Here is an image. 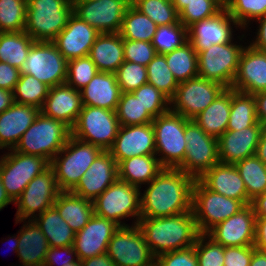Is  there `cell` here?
I'll return each instance as SVG.
<instances>
[{
    "mask_svg": "<svg viewBox=\"0 0 266 266\" xmlns=\"http://www.w3.org/2000/svg\"><path fill=\"white\" fill-rule=\"evenodd\" d=\"M102 151L96 145L71 135L66 145L50 161L59 189L71 191Z\"/></svg>",
    "mask_w": 266,
    "mask_h": 266,
    "instance_id": "5",
    "label": "cell"
},
{
    "mask_svg": "<svg viewBox=\"0 0 266 266\" xmlns=\"http://www.w3.org/2000/svg\"><path fill=\"white\" fill-rule=\"evenodd\" d=\"M67 68L68 61L52 42H35L19 71L52 88L66 82Z\"/></svg>",
    "mask_w": 266,
    "mask_h": 266,
    "instance_id": "12",
    "label": "cell"
},
{
    "mask_svg": "<svg viewBox=\"0 0 266 266\" xmlns=\"http://www.w3.org/2000/svg\"><path fill=\"white\" fill-rule=\"evenodd\" d=\"M117 165L134 156L156 155L152 123L120 126L112 147L108 150Z\"/></svg>",
    "mask_w": 266,
    "mask_h": 266,
    "instance_id": "20",
    "label": "cell"
},
{
    "mask_svg": "<svg viewBox=\"0 0 266 266\" xmlns=\"http://www.w3.org/2000/svg\"><path fill=\"white\" fill-rule=\"evenodd\" d=\"M186 154L178 167L186 174L199 179L207 170L219 163L218 138L208 135L193 119L185 124Z\"/></svg>",
    "mask_w": 266,
    "mask_h": 266,
    "instance_id": "13",
    "label": "cell"
},
{
    "mask_svg": "<svg viewBox=\"0 0 266 266\" xmlns=\"http://www.w3.org/2000/svg\"><path fill=\"white\" fill-rule=\"evenodd\" d=\"M164 56L178 83L198 77V56L189 41Z\"/></svg>",
    "mask_w": 266,
    "mask_h": 266,
    "instance_id": "38",
    "label": "cell"
},
{
    "mask_svg": "<svg viewBox=\"0 0 266 266\" xmlns=\"http://www.w3.org/2000/svg\"><path fill=\"white\" fill-rule=\"evenodd\" d=\"M97 72L99 71L89 56L69 60L65 83L80 91L92 80Z\"/></svg>",
    "mask_w": 266,
    "mask_h": 266,
    "instance_id": "49",
    "label": "cell"
},
{
    "mask_svg": "<svg viewBox=\"0 0 266 266\" xmlns=\"http://www.w3.org/2000/svg\"><path fill=\"white\" fill-rule=\"evenodd\" d=\"M8 243H10L12 250H15V253H18V234L16 236L10 237V241L7 240Z\"/></svg>",
    "mask_w": 266,
    "mask_h": 266,
    "instance_id": "68",
    "label": "cell"
},
{
    "mask_svg": "<svg viewBox=\"0 0 266 266\" xmlns=\"http://www.w3.org/2000/svg\"><path fill=\"white\" fill-rule=\"evenodd\" d=\"M254 245L224 247V266H249Z\"/></svg>",
    "mask_w": 266,
    "mask_h": 266,
    "instance_id": "55",
    "label": "cell"
},
{
    "mask_svg": "<svg viewBox=\"0 0 266 266\" xmlns=\"http://www.w3.org/2000/svg\"><path fill=\"white\" fill-rule=\"evenodd\" d=\"M266 165V126H263L255 154Z\"/></svg>",
    "mask_w": 266,
    "mask_h": 266,
    "instance_id": "64",
    "label": "cell"
},
{
    "mask_svg": "<svg viewBox=\"0 0 266 266\" xmlns=\"http://www.w3.org/2000/svg\"><path fill=\"white\" fill-rule=\"evenodd\" d=\"M53 206L76 233L81 231L94 215L93 201L71 191H61Z\"/></svg>",
    "mask_w": 266,
    "mask_h": 266,
    "instance_id": "32",
    "label": "cell"
},
{
    "mask_svg": "<svg viewBox=\"0 0 266 266\" xmlns=\"http://www.w3.org/2000/svg\"><path fill=\"white\" fill-rule=\"evenodd\" d=\"M231 25L236 29L240 27L224 7L218 14L190 25L187 28L188 41L197 53L214 44L230 43L233 41Z\"/></svg>",
    "mask_w": 266,
    "mask_h": 266,
    "instance_id": "18",
    "label": "cell"
},
{
    "mask_svg": "<svg viewBox=\"0 0 266 266\" xmlns=\"http://www.w3.org/2000/svg\"><path fill=\"white\" fill-rule=\"evenodd\" d=\"M256 215L246 205L238 213L213 227L207 235L223 247L254 245Z\"/></svg>",
    "mask_w": 266,
    "mask_h": 266,
    "instance_id": "19",
    "label": "cell"
},
{
    "mask_svg": "<svg viewBox=\"0 0 266 266\" xmlns=\"http://www.w3.org/2000/svg\"><path fill=\"white\" fill-rule=\"evenodd\" d=\"M100 34L96 28H93L73 12L66 27L55 37L52 43L69 61L88 56L92 45Z\"/></svg>",
    "mask_w": 266,
    "mask_h": 266,
    "instance_id": "21",
    "label": "cell"
},
{
    "mask_svg": "<svg viewBox=\"0 0 266 266\" xmlns=\"http://www.w3.org/2000/svg\"><path fill=\"white\" fill-rule=\"evenodd\" d=\"M250 205L252 206L256 217H266V191L255 197Z\"/></svg>",
    "mask_w": 266,
    "mask_h": 266,
    "instance_id": "62",
    "label": "cell"
},
{
    "mask_svg": "<svg viewBox=\"0 0 266 266\" xmlns=\"http://www.w3.org/2000/svg\"><path fill=\"white\" fill-rule=\"evenodd\" d=\"M194 247L198 266H224V247L207 234H200Z\"/></svg>",
    "mask_w": 266,
    "mask_h": 266,
    "instance_id": "52",
    "label": "cell"
},
{
    "mask_svg": "<svg viewBox=\"0 0 266 266\" xmlns=\"http://www.w3.org/2000/svg\"><path fill=\"white\" fill-rule=\"evenodd\" d=\"M232 89L253 95L266 91V51L244 47Z\"/></svg>",
    "mask_w": 266,
    "mask_h": 266,
    "instance_id": "24",
    "label": "cell"
},
{
    "mask_svg": "<svg viewBox=\"0 0 266 266\" xmlns=\"http://www.w3.org/2000/svg\"><path fill=\"white\" fill-rule=\"evenodd\" d=\"M82 108L81 92L64 83L50 88L40 112L72 129Z\"/></svg>",
    "mask_w": 266,
    "mask_h": 266,
    "instance_id": "26",
    "label": "cell"
},
{
    "mask_svg": "<svg viewBox=\"0 0 266 266\" xmlns=\"http://www.w3.org/2000/svg\"><path fill=\"white\" fill-rule=\"evenodd\" d=\"M119 225L93 215L87 225L75 235L73 247L80 261L107 252L108 243Z\"/></svg>",
    "mask_w": 266,
    "mask_h": 266,
    "instance_id": "23",
    "label": "cell"
},
{
    "mask_svg": "<svg viewBox=\"0 0 266 266\" xmlns=\"http://www.w3.org/2000/svg\"><path fill=\"white\" fill-rule=\"evenodd\" d=\"M156 30L157 25L130 4L124 14L119 34L123 39L151 42Z\"/></svg>",
    "mask_w": 266,
    "mask_h": 266,
    "instance_id": "39",
    "label": "cell"
},
{
    "mask_svg": "<svg viewBox=\"0 0 266 266\" xmlns=\"http://www.w3.org/2000/svg\"><path fill=\"white\" fill-rule=\"evenodd\" d=\"M116 115L120 126L148 124L154 120L132 92L121 93Z\"/></svg>",
    "mask_w": 266,
    "mask_h": 266,
    "instance_id": "44",
    "label": "cell"
},
{
    "mask_svg": "<svg viewBox=\"0 0 266 266\" xmlns=\"http://www.w3.org/2000/svg\"><path fill=\"white\" fill-rule=\"evenodd\" d=\"M63 252L65 254H63ZM64 255H67L68 257H63ZM76 261H78V256L73 245L65 247H49L43 266H53L57 264L59 266H65Z\"/></svg>",
    "mask_w": 266,
    "mask_h": 266,
    "instance_id": "56",
    "label": "cell"
},
{
    "mask_svg": "<svg viewBox=\"0 0 266 266\" xmlns=\"http://www.w3.org/2000/svg\"><path fill=\"white\" fill-rule=\"evenodd\" d=\"M132 93L138 97L143 108H145L153 118H157L159 115L170 110V100L149 83L140 86Z\"/></svg>",
    "mask_w": 266,
    "mask_h": 266,
    "instance_id": "51",
    "label": "cell"
},
{
    "mask_svg": "<svg viewBox=\"0 0 266 266\" xmlns=\"http://www.w3.org/2000/svg\"><path fill=\"white\" fill-rule=\"evenodd\" d=\"M106 253L116 266H146L155 260L137 224L119 227L108 243Z\"/></svg>",
    "mask_w": 266,
    "mask_h": 266,
    "instance_id": "16",
    "label": "cell"
},
{
    "mask_svg": "<svg viewBox=\"0 0 266 266\" xmlns=\"http://www.w3.org/2000/svg\"><path fill=\"white\" fill-rule=\"evenodd\" d=\"M35 41L25 32H0V62H6L17 69L27 59Z\"/></svg>",
    "mask_w": 266,
    "mask_h": 266,
    "instance_id": "36",
    "label": "cell"
},
{
    "mask_svg": "<svg viewBox=\"0 0 266 266\" xmlns=\"http://www.w3.org/2000/svg\"><path fill=\"white\" fill-rule=\"evenodd\" d=\"M225 89L222 84L201 77L180 82L174 97L170 100V110L185 118L193 119Z\"/></svg>",
    "mask_w": 266,
    "mask_h": 266,
    "instance_id": "15",
    "label": "cell"
},
{
    "mask_svg": "<svg viewBox=\"0 0 266 266\" xmlns=\"http://www.w3.org/2000/svg\"><path fill=\"white\" fill-rule=\"evenodd\" d=\"M123 48L125 61L145 67L157 54L152 43L147 41L123 39Z\"/></svg>",
    "mask_w": 266,
    "mask_h": 266,
    "instance_id": "53",
    "label": "cell"
},
{
    "mask_svg": "<svg viewBox=\"0 0 266 266\" xmlns=\"http://www.w3.org/2000/svg\"><path fill=\"white\" fill-rule=\"evenodd\" d=\"M18 253L22 266H43L48 240L34 220H28L18 233Z\"/></svg>",
    "mask_w": 266,
    "mask_h": 266,
    "instance_id": "30",
    "label": "cell"
},
{
    "mask_svg": "<svg viewBox=\"0 0 266 266\" xmlns=\"http://www.w3.org/2000/svg\"><path fill=\"white\" fill-rule=\"evenodd\" d=\"M243 49V45H236L232 41L214 44L198 52V77L218 82L226 88H232Z\"/></svg>",
    "mask_w": 266,
    "mask_h": 266,
    "instance_id": "11",
    "label": "cell"
},
{
    "mask_svg": "<svg viewBox=\"0 0 266 266\" xmlns=\"http://www.w3.org/2000/svg\"><path fill=\"white\" fill-rule=\"evenodd\" d=\"M193 0H172L178 14Z\"/></svg>",
    "mask_w": 266,
    "mask_h": 266,
    "instance_id": "67",
    "label": "cell"
},
{
    "mask_svg": "<svg viewBox=\"0 0 266 266\" xmlns=\"http://www.w3.org/2000/svg\"><path fill=\"white\" fill-rule=\"evenodd\" d=\"M10 203H14V201L6 193L5 188L2 185V181L0 178V211Z\"/></svg>",
    "mask_w": 266,
    "mask_h": 266,
    "instance_id": "66",
    "label": "cell"
},
{
    "mask_svg": "<svg viewBox=\"0 0 266 266\" xmlns=\"http://www.w3.org/2000/svg\"><path fill=\"white\" fill-rule=\"evenodd\" d=\"M244 207L241 201L209 190L199 179L195 180L192 190V212L200 234H207L218 223Z\"/></svg>",
    "mask_w": 266,
    "mask_h": 266,
    "instance_id": "8",
    "label": "cell"
},
{
    "mask_svg": "<svg viewBox=\"0 0 266 266\" xmlns=\"http://www.w3.org/2000/svg\"><path fill=\"white\" fill-rule=\"evenodd\" d=\"M118 179V165L109 151H102L71 190L74 194L95 200Z\"/></svg>",
    "mask_w": 266,
    "mask_h": 266,
    "instance_id": "22",
    "label": "cell"
},
{
    "mask_svg": "<svg viewBox=\"0 0 266 266\" xmlns=\"http://www.w3.org/2000/svg\"><path fill=\"white\" fill-rule=\"evenodd\" d=\"M81 264L82 266H116L107 253L84 259Z\"/></svg>",
    "mask_w": 266,
    "mask_h": 266,
    "instance_id": "61",
    "label": "cell"
},
{
    "mask_svg": "<svg viewBox=\"0 0 266 266\" xmlns=\"http://www.w3.org/2000/svg\"><path fill=\"white\" fill-rule=\"evenodd\" d=\"M262 128L263 125L258 122L239 131L227 130L218 138L219 162L235 164L255 155Z\"/></svg>",
    "mask_w": 266,
    "mask_h": 266,
    "instance_id": "25",
    "label": "cell"
},
{
    "mask_svg": "<svg viewBox=\"0 0 266 266\" xmlns=\"http://www.w3.org/2000/svg\"><path fill=\"white\" fill-rule=\"evenodd\" d=\"M71 129L62 121L47 117L41 112L21 136L14 150L46 158L49 162L66 145Z\"/></svg>",
    "mask_w": 266,
    "mask_h": 266,
    "instance_id": "3",
    "label": "cell"
},
{
    "mask_svg": "<svg viewBox=\"0 0 266 266\" xmlns=\"http://www.w3.org/2000/svg\"><path fill=\"white\" fill-rule=\"evenodd\" d=\"M231 110V88H226L202 112L193 118L195 123L208 135L219 138L227 131Z\"/></svg>",
    "mask_w": 266,
    "mask_h": 266,
    "instance_id": "33",
    "label": "cell"
},
{
    "mask_svg": "<svg viewBox=\"0 0 266 266\" xmlns=\"http://www.w3.org/2000/svg\"><path fill=\"white\" fill-rule=\"evenodd\" d=\"M120 128L116 111L100 107L83 106L71 129V135L108 151Z\"/></svg>",
    "mask_w": 266,
    "mask_h": 266,
    "instance_id": "9",
    "label": "cell"
},
{
    "mask_svg": "<svg viewBox=\"0 0 266 266\" xmlns=\"http://www.w3.org/2000/svg\"><path fill=\"white\" fill-rule=\"evenodd\" d=\"M14 103L13 91L0 88V114Z\"/></svg>",
    "mask_w": 266,
    "mask_h": 266,
    "instance_id": "63",
    "label": "cell"
},
{
    "mask_svg": "<svg viewBox=\"0 0 266 266\" xmlns=\"http://www.w3.org/2000/svg\"><path fill=\"white\" fill-rule=\"evenodd\" d=\"M188 120L169 110L152 121L156 156L159 154L158 160L163 168H178L183 163L187 147L185 124Z\"/></svg>",
    "mask_w": 266,
    "mask_h": 266,
    "instance_id": "6",
    "label": "cell"
},
{
    "mask_svg": "<svg viewBox=\"0 0 266 266\" xmlns=\"http://www.w3.org/2000/svg\"><path fill=\"white\" fill-rule=\"evenodd\" d=\"M27 0H0V32L25 29Z\"/></svg>",
    "mask_w": 266,
    "mask_h": 266,
    "instance_id": "46",
    "label": "cell"
},
{
    "mask_svg": "<svg viewBox=\"0 0 266 266\" xmlns=\"http://www.w3.org/2000/svg\"><path fill=\"white\" fill-rule=\"evenodd\" d=\"M0 158V178L9 197L15 201L27 184L50 167V162L40 156L26 155L8 150Z\"/></svg>",
    "mask_w": 266,
    "mask_h": 266,
    "instance_id": "10",
    "label": "cell"
},
{
    "mask_svg": "<svg viewBox=\"0 0 266 266\" xmlns=\"http://www.w3.org/2000/svg\"><path fill=\"white\" fill-rule=\"evenodd\" d=\"M255 100L256 117L259 123L266 126V91L253 95Z\"/></svg>",
    "mask_w": 266,
    "mask_h": 266,
    "instance_id": "60",
    "label": "cell"
},
{
    "mask_svg": "<svg viewBox=\"0 0 266 266\" xmlns=\"http://www.w3.org/2000/svg\"><path fill=\"white\" fill-rule=\"evenodd\" d=\"M254 247L266 252V217H256Z\"/></svg>",
    "mask_w": 266,
    "mask_h": 266,
    "instance_id": "58",
    "label": "cell"
},
{
    "mask_svg": "<svg viewBox=\"0 0 266 266\" xmlns=\"http://www.w3.org/2000/svg\"><path fill=\"white\" fill-rule=\"evenodd\" d=\"M60 192L51 167L34 177L14 201V204L18 206L15 215L16 224L26 219L30 220V217L33 220L37 215L52 207Z\"/></svg>",
    "mask_w": 266,
    "mask_h": 266,
    "instance_id": "14",
    "label": "cell"
},
{
    "mask_svg": "<svg viewBox=\"0 0 266 266\" xmlns=\"http://www.w3.org/2000/svg\"><path fill=\"white\" fill-rule=\"evenodd\" d=\"M140 195L139 187L117 179L93 200L94 214L111 220L120 227L129 226L120 220L133 217L136 219L133 225H136L141 218Z\"/></svg>",
    "mask_w": 266,
    "mask_h": 266,
    "instance_id": "7",
    "label": "cell"
},
{
    "mask_svg": "<svg viewBox=\"0 0 266 266\" xmlns=\"http://www.w3.org/2000/svg\"><path fill=\"white\" fill-rule=\"evenodd\" d=\"M163 169L156 155L134 156L118 164V179L141 189Z\"/></svg>",
    "mask_w": 266,
    "mask_h": 266,
    "instance_id": "34",
    "label": "cell"
},
{
    "mask_svg": "<svg viewBox=\"0 0 266 266\" xmlns=\"http://www.w3.org/2000/svg\"><path fill=\"white\" fill-rule=\"evenodd\" d=\"M65 266H82V264H81V261L78 259V261L72 262V263L65 265Z\"/></svg>",
    "mask_w": 266,
    "mask_h": 266,
    "instance_id": "69",
    "label": "cell"
},
{
    "mask_svg": "<svg viewBox=\"0 0 266 266\" xmlns=\"http://www.w3.org/2000/svg\"><path fill=\"white\" fill-rule=\"evenodd\" d=\"M19 77V69L6 62H0V88L13 91Z\"/></svg>",
    "mask_w": 266,
    "mask_h": 266,
    "instance_id": "57",
    "label": "cell"
},
{
    "mask_svg": "<svg viewBox=\"0 0 266 266\" xmlns=\"http://www.w3.org/2000/svg\"><path fill=\"white\" fill-rule=\"evenodd\" d=\"M148 83L156 87L169 100H171L179 85L168 67L164 55L156 56L146 66Z\"/></svg>",
    "mask_w": 266,
    "mask_h": 266,
    "instance_id": "42",
    "label": "cell"
},
{
    "mask_svg": "<svg viewBox=\"0 0 266 266\" xmlns=\"http://www.w3.org/2000/svg\"><path fill=\"white\" fill-rule=\"evenodd\" d=\"M131 4L148 16L157 26L179 22V14L172 0H132Z\"/></svg>",
    "mask_w": 266,
    "mask_h": 266,
    "instance_id": "43",
    "label": "cell"
},
{
    "mask_svg": "<svg viewBox=\"0 0 266 266\" xmlns=\"http://www.w3.org/2000/svg\"><path fill=\"white\" fill-rule=\"evenodd\" d=\"M39 113L40 109L37 107L16 102L3 111L0 114L1 149H14Z\"/></svg>",
    "mask_w": 266,
    "mask_h": 266,
    "instance_id": "28",
    "label": "cell"
},
{
    "mask_svg": "<svg viewBox=\"0 0 266 266\" xmlns=\"http://www.w3.org/2000/svg\"><path fill=\"white\" fill-rule=\"evenodd\" d=\"M224 3L225 9L242 29L266 14V0H224Z\"/></svg>",
    "mask_w": 266,
    "mask_h": 266,
    "instance_id": "47",
    "label": "cell"
},
{
    "mask_svg": "<svg viewBox=\"0 0 266 266\" xmlns=\"http://www.w3.org/2000/svg\"><path fill=\"white\" fill-rule=\"evenodd\" d=\"M137 225L155 257L193 246L200 235L192 211L167 217H141Z\"/></svg>",
    "mask_w": 266,
    "mask_h": 266,
    "instance_id": "2",
    "label": "cell"
},
{
    "mask_svg": "<svg viewBox=\"0 0 266 266\" xmlns=\"http://www.w3.org/2000/svg\"><path fill=\"white\" fill-rule=\"evenodd\" d=\"M73 12L100 33H119L132 0H72Z\"/></svg>",
    "mask_w": 266,
    "mask_h": 266,
    "instance_id": "17",
    "label": "cell"
},
{
    "mask_svg": "<svg viewBox=\"0 0 266 266\" xmlns=\"http://www.w3.org/2000/svg\"><path fill=\"white\" fill-rule=\"evenodd\" d=\"M245 184L247 197L252 201L266 191V165L256 156L234 164Z\"/></svg>",
    "mask_w": 266,
    "mask_h": 266,
    "instance_id": "40",
    "label": "cell"
},
{
    "mask_svg": "<svg viewBox=\"0 0 266 266\" xmlns=\"http://www.w3.org/2000/svg\"><path fill=\"white\" fill-rule=\"evenodd\" d=\"M199 180L209 189L229 198L241 201L245 206L251 203L245 184L234 164H215Z\"/></svg>",
    "mask_w": 266,
    "mask_h": 266,
    "instance_id": "27",
    "label": "cell"
},
{
    "mask_svg": "<svg viewBox=\"0 0 266 266\" xmlns=\"http://www.w3.org/2000/svg\"><path fill=\"white\" fill-rule=\"evenodd\" d=\"M83 106L100 107L116 111L121 97L116 74L99 71L92 80L80 90Z\"/></svg>",
    "mask_w": 266,
    "mask_h": 266,
    "instance_id": "29",
    "label": "cell"
},
{
    "mask_svg": "<svg viewBox=\"0 0 266 266\" xmlns=\"http://www.w3.org/2000/svg\"><path fill=\"white\" fill-rule=\"evenodd\" d=\"M195 180L179 168H163L140 195L141 217H167L192 211Z\"/></svg>",
    "mask_w": 266,
    "mask_h": 266,
    "instance_id": "1",
    "label": "cell"
},
{
    "mask_svg": "<svg viewBox=\"0 0 266 266\" xmlns=\"http://www.w3.org/2000/svg\"><path fill=\"white\" fill-rule=\"evenodd\" d=\"M122 93H130L148 83L145 66L124 61L115 72Z\"/></svg>",
    "mask_w": 266,
    "mask_h": 266,
    "instance_id": "50",
    "label": "cell"
},
{
    "mask_svg": "<svg viewBox=\"0 0 266 266\" xmlns=\"http://www.w3.org/2000/svg\"><path fill=\"white\" fill-rule=\"evenodd\" d=\"M72 13V0H27L24 31L35 42H52Z\"/></svg>",
    "mask_w": 266,
    "mask_h": 266,
    "instance_id": "4",
    "label": "cell"
},
{
    "mask_svg": "<svg viewBox=\"0 0 266 266\" xmlns=\"http://www.w3.org/2000/svg\"><path fill=\"white\" fill-rule=\"evenodd\" d=\"M224 7V0H193L179 13V22L188 28L197 21L218 14Z\"/></svg>",
    "mask_w": 266,
    "mask_h": 266,
    "instance_id": "48",
    "label": "cell"
},
{
    "mask_svg": "<svg viewBox=\"0 0 266 266\" xmlns=\"http://www.w3.org/2000/svg\"><path fill=\"white\" fill-rule=\"evenodd\" d=\"M188 41L187 28L181 23L157 26L151 41L157 54L165 55Z\"/></svg>",
    "mask_w": 266,
    "mask_h": 266,
    "instance_id": "45",
    "label": "cell"
},
{
    "mask_svg": "<svg viewBox=\"0 0 266 266\" xmlns=\"http://www.w3.org/2000/svg\"><path fill=\"white\" fill-rule=\"evenodd\" d=\"M98 71L115 73L125 61L123 38L119 33H101L92 45L89 55Z\"/></svg>",
    "mask_w": 266,
    "mask_h": 266,
    "instance_id": "31",
    "label": "cell"
},
{
    "mask_svg": "<svg viewBox=\"0 0 266 266\" xmlns=\"http://www.w3.org/2000/svg\"><path fill=\"white\" fill-rule=\"evenodd\" d=\"M257 123L253 94L231 88V110L227 130L239 131Z\"/></svg>",
    "mask_w": 266,
    "mask_h": 266,
    "instance_id": "37",
    "label": "cell"
},
{
    "mask_svg": "<svg viewBox=\"0 0 266 266\" xmlns=\"http://www.w3.org/2000/svg\"><path fill=\"white\" fill-rule=\"evenodd\" d=\"M50 87L34 76L20 74L19 81L13 90L14 101L19 104L31 105L41 109Z\"/></svg>",
    "mask_w": 266,
    "mask_h": 266,
    "instance_id": "41",
    "label": "cell"
},
{
    "mask_svg": "<svg viewBox=\"0 0 266 266\" xmlns=\"http://www.w3.org/2000/svg\"><path fill=\"white\" fill-rule=\"evenodd\" d=\"M155 260L159 266H198L194 245L161 254Z\"/></svg>",
    "mask_w": 266,
    "mask_h": 266,
    "instance_id": "54",
    "label": "cell"
},
{
    "mask_svg": "<svg viewBox=\"0 0 266 266\" xmlns=\"http://www.w3.org/2000/svg\"><path fill=\"white\" fill-rule=\"evenodd\" d=\"M249 266H266V252L255 248Z\"/></svg>",
    "mask_w": 266,
    "mask_h": 266,
    "instance_id": "65",
    "label": "cell"
},
{
    "mask_svg": "<svg viewBox=\"0 0 266 266\" xmlns=\"http://www.w3.org/2000/svg\"><path fill=\"white\" fill-rule=\"evenodd\" d=\"M259 23V29H257V36L255 41L250 45L257 50L266 51V14L256 20Z\"/></svg>",
    "mask_w": 266,
    "mask_h": 266,
    "instance_id": "59",
    "label": "cell"
},
{
    "mask_svg": "<svg viewBox=\"0 0 266 266\" xmlns=\"http://www.w3.org/2000/svg\"><path fill=\"white\" fill-rule=\"evenodd\" d=\"M146 266H159L157 261L154 260L152 263H150L149 265H146Z\"/></svg>",
    "mask_w": 266,
    "mask_h": 266,
    "instance_id": "70",
    "label": "cell"
},
{
    "mask_svg": "<svg viewBox=\"0 0 266 266\" xmlns=\"http://www.w3.org/2000/svg\"><path fill=\"white\" fill-rule=\"evenodd\" d=\"M48 240L49 247H65L74 244L76 232L52 206L33 219Z\"/></svg>",
    "mask_w": 266,
    "mask_h": 266,
    "instance_id": "35",
    "label": "cell"
}]
</instances>
